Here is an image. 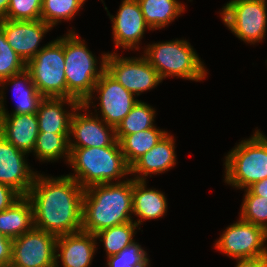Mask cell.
<instances>
[{
	"label": "cell",
	"instance_id": "obj_1",
	"mask_svg": "<svg viewBox=\"0 0 267 267\" xmlns=\"http://www.w3.org/2000/svg\"><path fill=\"white\" fill-rule=\"evenodd\" d=\"M85 189L67 175L36 174L27 198L33 207L34 228L57 237L82 230Z\"/></svg>",
	"mask_w": 267,
	"mask_h": 267
},
{
	"label": "cell",
	"instance_id": "obj_2",
	"mask_svg": "<svg viewBox=\"0 0 267 267\" xmlns=\"http://www.w3.org/2000/svg\"><path fill=\"white\" fill-rule=\"evenodd\" d=\"M132 178L92 185L83 195L82 230L91 234L132 222Z\"/></svg>",
	"mask_w": 267,
	"mask_h": 267
},
{
	"label": "cell",
	"instance_id": "obj_3",
	"mask_svg": "<svg viewBox=\"0 0 267 267\" xmlns=\"http://www.w3.org/2000/svg\"><path fill=\"white\" fill-rule=\"evenodd\" d=\"M68 164L74 173L67 174L78 182L83 189L92 185L120 183L119 180L130 174V166L116 141L108 147L70 148ZM75 174V175H74Z\"/></svg>",
	"mask_w": 267,
	"mask_h": 267
},
{
	"label": "cell",
	"instance_id": "obj_4",
	"mask_svg": "<svg viewBox=\"0 0 267 267\" xmlns=\"http://www.w3.org/2000/svg\"><path fill=\"white\" fill-rule=\"evenodd\" d=\"M69 30L64 36V64L67 82V98L76 99L87 109L93 104V90L96 82L106 70L107 53L102 54L98 69L97 59L87 48L83 39Z\"/></svg>",
	"mask_w": 267,
	"mask_h": 267
},
{
	"label": "cell",
	"instance_id": "obj_5",
	"mask_svg": "<svg viewBox=\"0 0 267 267\" xmlns=\"http://www.w3.org/2000/svg\"><path fill=\"white\" fill-rule=\"evenodd\" d=\"M144 57L157 70L160 79L180 77L202 81L208 73L193 46L187 40H170L145 46Z\"/></svg>",
	"mask_w": 267,
	"mask_h": 267
},
{
	"label": "cell",
	"instance_id": "obj_6",
	"mask_svg": "<svg viewBox=\"0 0 267 267\" xmlns=\"http://www.w3.org/2000/svg\"><path fill=\"white\" fill-rule=\"evenodd\" d=\"M224 165L225 183L237 189L267 178V137L256 130L227 153Z\"/></svg>",
	"mask_w": 267,
	"mask_h": 267
},
{
	"label": "cell",
	"instance_id": "obj_7",
	"mask_svg": "<svg viewBox=\"0 0 267 267\" xmlns=\"http://www.w3.org/2000/svg\"><path fill=\"white\" fill-rule=\"evenodd\" d=\"M26 70L44 98H67L64 36L46 44L26 63Z\"/></svg>",
	"mask_w": 267,
	"mask_h": 267
},
{
	"label": "cell",
	"instance_id": "obj_8",
	"mask_svg": "<svg viewBox=\"0 0 267 267\" xmlns=\"http://www.w3.org/2000/svg\"><path fill=\"white\" fill-rule=\"evenodd\" d=\"M220 15L225 26L245 43L263 41L267 29L266 0H230Z\"/></svg>",
	"mask_w": 267,
	"mask_h": 267
},
{
	"label": "cell",
	"instance_id": "obj_9",
	"mask_svg": "<svg viewBox=\"0 0 267 267\" xmlns=\"http://www.w3.org/2000/svg\"><path fill=\"white\" fill-rule=\"evenodd\" d=\"M267 231L260 226L243 221L229 225L214 247L233 259H252L267 256Z\"/></svg>",
	"mask_w": 267,
	"mask_h": 267
},
{
	"label": "cell",
	"instance_id": "obj_10",
	"mask_svg": "<svg viewBox=\"0 0 267 267\" xmlns=\"http://www.w3.org/2000/svg\"><path fill=\"white\" fill-rule=\"evenodd\" d=\"M106 71L133 95L139 96L162 82L157 70L142 55L141 57H120L107 53Z\"/></svg>",
	"mask_w": 267,
	"mask_h": 267
},
{
	"label": "cell",
	"instance_id": "obj_11",
	"mask_svg": "<svg viewBox=\"0 0 267 267\" xmlns=\"http://www.w3.org/2000/svg\"><path fill=\"white\" fill-rule=\"evenodd\" d=\"M57 236L37 228L13 239L11 267H55Z\"/></svg>",
	"mask_w": 267,
	"mask_h": 267
},
{
	"label": "cell",
	"instance_id": "obj_12",
	"mask_svg": "<svg viewBox=\"0 0 267 267\" xmlns=\"http://www.w3.org/2000/svg\"><path fill=\"white\" fill-rule=\"evenodd\" d=\"M94 92L99 94L100 119L115 128L138 101V99H135V95L129 92L106 70L96 82L93 94Z\"/></svg>",
	"mask_w": 267,
	"mask_h": 267
},
{
	"label": "cell",
	"instance_id": "obj_13",
	"mask_svg": "<svg viewBox=\"0 0 267 267\" xmlns=\"http://www.w3.org/2000/svg\"><path fill=\"white\" fill-rule=\"evenodd\" d=\"M79 110L88 111L82 104L76 109V113L74 112L70 126L69 148L108 147L117 141L115 127L106 124L98 114L92 116L93 112L79 113Z\"/></svg>",
	"mask_w": 267,
	"mask_h": 267
},
{
	"label": "cell",
	"instance_id": "obj_14",
	"mask_svg": "<svg viewBox=\"0 0 267 267\" xmlns=\"http://www.w3.org/2000/svg\"><path fill=\"white\" fill-rule=\"evenodd\" d=\"M108 16L112 22V34L115 47L123 49L138 50L140 41L146 31L151 30L145 23L143 13L137 0H123L117 15H110L107 7Z\"/></svg>",
	"mask_w": 267,
	"mask_h": 267
},
{
	"label": "cell",
	"instance_id": "obj_15",
	"mask_svg": "<svg viewBox=\"0 0 267 267\" xmlns=\"http://www.w3.org/2000/svg\"><path fill=\"white\" fill-rule=\"evenodd\" d=\"M26 154L0 135V183L21 196H27L37 174L25 160Z\"/></svg>",
	"mask_w": 267,
	"mask_h": 267
},
{
	"label": "cell",
	"instance_id": "obj_16",
	"mask_svg": "<svg viewBox=\"0 0 267 267\" xmlns=\"http://www.w3.org/2000/svg\"><path fill=\"white\" fill-rule=\"evenodd\" d=\"M0 28L12 49L27 63L44 48V46L39 48V43L52 27L41 19L33 21L1 19Z\"/></svg>",
	"mask_w": 267,
	"mask_h": 267
},
{
	"label": "cell",
	"instance_id": "obj_17",
	"mask_svg": "<svg viewBox=\"0 0 267 267\" xmlns=\"http://www.w3.org/2000/svg\"><path fill=\"white\" fill-rule=\"evenodd\" d=\"M97 244L95 235L83 230L58 236L55 267H59L60 258L62 267H90Z\"/></svg>",
	"mask_w": 267,
	"mask_h": 267
},
{
	"label": "cell",
	"instance_id": "obj_18",
	"mask_svg": "<svg viewBox=\"0 0 267 267\" xmlns=\"http://www.w3.org/2000/svg\"><path fill=\"white\" fill-rule=\"evenodd\" d=\"M38 134L36 113L10 114L7 110H0V135L17 149L32 153Z\"/></svg>",
	"mask_w": 267,
	"mask_h": 267
},
{
	"label": "cell",
	"instance_id": "obj_19",
	"mask_svg": "<svg viewBox=\"0 0 267 267\" xmlns=\"http://www.w3.org/2000/svg\"><path fill=\"white\" fill-rule=\"evenodd\" d=\"M64 104L71 106L70 112L63 109ZM81 105L71 98H44L36 113L39 133L70 134L72 116Z\"/></svg>",
	"mask_w": 267,
	"mask_h": 267
},
{
	"label": "cell",
	"instance_id": "obj_20",
	"mask_svg": "<svg viewBox=\"0 0 267 267\" xmlns=\"http://www.w3.org/2000/svg\"><path fill=\"white\" fill-rule=\"evenodd\" d=\"M174 141V137L167 133L152 149L138 158L130 166V174H134L133 179L146 180L150 174L158 175L175 166L177 158Z\"/></svg>",
	"mask_w": 267,
	"mask_h": 267
},
{
	"label": "cell",
	"instance_id": "obj_21",
	"mask_svg": "<svg viewBox=\"0 0 267 267\" xmlns=\"http://www.w3.org/2000/svg\"><path fill=\"white\" fill-rule=\"evenodd\" d=\"M8 83V84H7ZM5 85H11L17 99L16 107L11 114L37 113L39 105L44 97L38 92L34 85L31 74L25 69L23 72L12 75L0 82V110H6L4 106Z\"/></svg>",
	"mask_w": 267,
	"mask_h": 267
},
{
	"label": "cell",
	"instance_id": "obj_22",
	"mask_svg": "<svg viewBox=\"0 0 267 267\" xmlns=\"http://www.w3.org/2000/svg\"><path fill=\"white\" fill-rule=\"evenodd\" d=\"M146 180L132 179L133 215L140 219L134 222L139 226L143 220L162 218L167 212V198L163 192L148 189Z\"/></svg>",
	"mask_w": 267,
	"mask_h": 267
},
{
	"label": "cell",
	"instance_id": "obj_23",
	"mask_svg": "<svg viewBox=\"0 0 267 267\" xmlns=\"http://www.w3.org/2000/svg\"><path fill=\"white\" fill-rule=\"evenodd\" d=\"M33 228V207L26 196L0 212V232L6 237L15 239Z\"/></svg>",
	"mask_w": 267,
	"mask_h": 267
},
{
	"label": "cell",
	"instance_id": "obj_24",
	"mask_svg": "<svg viewBox=\"0 0 267 267\" xmlns=\"http://www.w3.org/2000/svg\"><path fill=\"white\" fill-rule=\"evenodd\" d=\"M145 23L151 30L166 27L184 13L185 6L177 0H137Z\"/></svg>",
	"mask_w": 267,
	"mask_h": 267
},
{
	"label": "cell",
	"instance_id": "obj_25",
	"mask_svg": "<svg viewBox=\"0 0 267 267\" xmlns=\"http://www.w3.org/2000/svg\"><path fill=\"white\" fill-rule=\"evenodd\" d=\"M167 132L157 129L156 126L138 133L125 135L120 141V146L125 160L131 166L138 158L152 149Z\"/></svg>",
	"mask_w": 267,
	"mask_h": 267
},
{
	"label": "cell",
	"instance_id": "obj_26",
	"mask_svg": "<svg viewBox=\"0 0 267 267\" xmlns=\"http://www.w3.org/2000/svg\"><path fill=\"white\" fill-rule=\"evenodd\" d=\"M69 135L39 133L33 150L34 156L36 155V158L42 162H54L64 157L68 163L70 157Z\"/></svg>",
	"mask_w": 267,
	"mask_h": 267
},
{
	"label": "cell",
	"instance_id": "obj_27",
	"mask_svg": "<svg viewBox=\"0 0 267 267\" xmlns=\"http://www.w3.org/2000/svg\"><path fill=\"white\" fill-rule=\"evenodd\" d=\"M155 112L152 106L138 100L128 115L115 128L117 141L119 142L125 135L153 128Z\"/></svg>",
	"mask_w": 267,
	"mask_h": 267
},
{
	"label": "cell",
	"instance_id": "obj_28",
	"mask_svg": "<svg viewBox=\"0 0 267 267\" xmlns=\"http://www.w3.org/2000/svg\"><path fill=\"white\" fill-rule=\"evenodd\" d=\"M138 227L139 226L132 221L103 229L94 235L96 239L99 238L100 241L103 242L108 257L118 254L128 245L132 244L135 241L133 237Z\"/></svg>",
	"mask_w": 267,
	"mask_h": 267
},
{
	"label": "cell",
	"instance_id": "obj_29",
	"mask_svg": "<svg viewBox=\"0 0 267 267\" xmlns=\"http://www.w3.org/2000/svg\"><path fill=\"white\" fill-rule=\"evenodd\" d=\"M86 0H42L40 19L52 28L62 20H71Z\"/></svg>",
	"mask_w": 267,
	"mask_h": 267
},
{
	"label": "cell",
	"instance_id": "obj_30",
	"mask_svg": "<svg viewBox=\"0 0 267 267\" xmlns=\"http://www.w3.org/2000/svg\"><path fill=\"white\" fill-rule=\"evenodd\" d=\"M244 190L240 218L267 231V197L253 195L248 189Z\"/></svg>",
	"mask_w": 267,
	"mask_h": 267
},
{
	"label": "cell",
	"instance_id": "obj_31",
	"mask_svg": "<svg viewBox=\"0 0 267 267\" xmlns=\"http://www.w3.org/2000/svg\"><path fill=\"white\" fill-rule=\"evenodd\" d=\"M25 69V61L12 49L0 28V82Z\"/></svg>",
	"mask_w": 267,
	"mask_h": 267
},
{
	"label": "cell",
	"instance_id": "obj_32",
	"mask_svg": "<svg viewBox=\"0 0 267 267\" xmlns=\"http://www.w3.org/2000/svg\"><path fill=\"white\" fill-rule=\"evenodd\" d=\"M106 258L108 267H148L150 262L146 251L135 241L118 254Z\"/></svg>",
	"mask_w": 267,
	"mask_h": 267
},
{
	"label": "cell",
	"instance_id": "obj_33",
	"mask_svg": "<svg viewBox=\"0 0 267 267\" xmlns=\"http://www.w3.org/2000/svg\"><path fill=\"white\" fill-rule=\"evenodd\" d=\"M42 0H10L5 19L14 21L40 20Z\"/></svg>",
	"mask_w": 267,
	"mask_h": 267
},
{
	"label": "cell",
	"instance_id": "obj_34",
	"mask_svg": "<svg viewBox=\"0 0 267 267\" xmlns=\"http://www.w3.org/2000/svg\"><path fill=\"white\" fill-rule=\"evenodd\" d=\"M21 197L13 188L0 183V212L11 207Z\"/></svg>",
	"mask_w": 267,
	"mask_h": 267
},
{
	"label": "cell",
	"instance_id": "obj_35",
	"mask_svg": "<svg viewBox=\"0 0 267 267\" xmlns=\"http://www.w3.org/2000/svg\"><path fill=\"white\" fill-rule=\"evenodd\" d=\"M13 239L0 232V267H9L12 258Z\"/></svg>",
	"mask_w": 267,
	"mask_h": 267
},
{
	"label": "cell",
	"instance_id": "obj_36",
	"mask_svg": "<svg viewBox=\"0 0 267 267\" xmlns=\"http://www.w3.org/2000/svg\"><path fill=\"white\" fill-rule=\"evenodd\" d=\"M235 267H267V256L252 259H236Z\"/></svg>",
	"mask_w": 267,
	"mask_h": 267
},
{
	"label": "cell",
	"instance_id": "obj_37",
	"mask_svg": "<svg viewBox=\"0 0 267 267\" xmlns=\"http://www.w3.org/2000/svg\"><path fill=\"white\" fill-rule=\"evenodd\" d=\"M253 195L267 197V178L253 183L247 188Z\"/></svg>",
	"mask_w": 267,
	"mask_h": 267
},
{
	"label": "cell",
	"instance_id": "obj_38",
	"mask_svg": "<svg viewBox=\"0 0 267 267\" xmlns=\"http://www.w3.org/2000/svg\"><path fill=\"white\" fill-rule=\"evenodd\" d=\"M10 0H0V20L5 19Z\"/></svg>",
	"mask_w": 267,
	"mask_h": 267
}]
</instances>
